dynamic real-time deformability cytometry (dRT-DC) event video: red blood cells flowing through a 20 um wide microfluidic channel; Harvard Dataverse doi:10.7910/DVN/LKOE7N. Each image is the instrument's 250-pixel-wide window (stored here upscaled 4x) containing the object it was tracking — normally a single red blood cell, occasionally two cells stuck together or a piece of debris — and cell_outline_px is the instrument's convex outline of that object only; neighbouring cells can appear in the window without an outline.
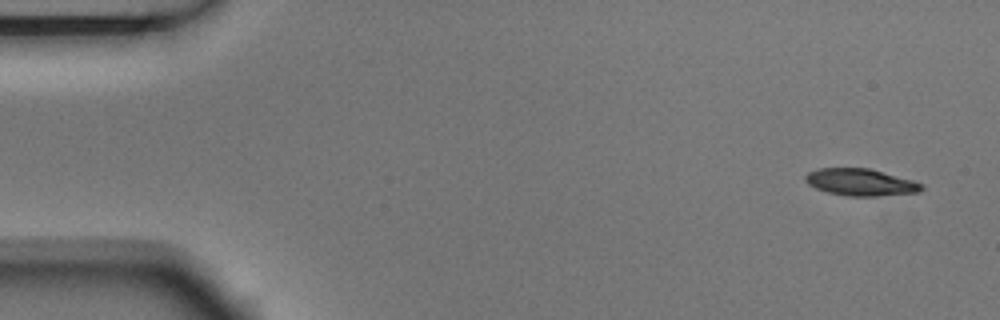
{"species": "Egyptian fruit bat (a non-hibernating species)", "species_latin": "Rousettus aegyptiacus", "temperature_condition": "room temperature", "stored_images_in_passage": 4, "camera_frame_rate_fps": 3000, "um_per_image_px": 0.085, "animal": {"sex": "male"}, "frame": {"image": 1, "passage_image": 1, "time_ms": 0.0, "image_size_px": [1000, 320], "cell_outline_px": [[924, 188], [920, 192], [876, 196], [848, 196], [828, 192], [816, 188], [808, 184], [804, 180], [804, 176], [808, 172], [820, 168], [868, 168], [912, 180], [924, 184]], "centroid_in_image_um": [73.15, 15.49], "position_along_channel_um": 11.9, "area_um2": 18.21}}
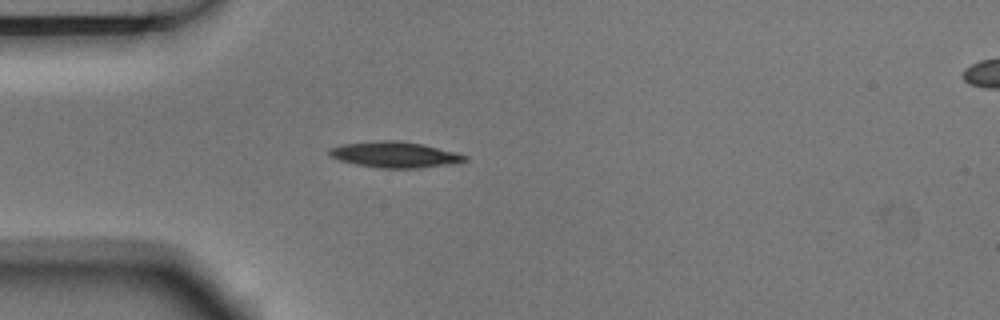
{"frame": {"image": 2, "passage_image": 4, "time_ms": 1.0, "image_size_px": [1000, 320], "cell_outline_px": [[468, 160], [452, 164], [420, 168], [380, 168], [356, 164], [340, 160], [328, 156], [328, 148], [340, 144], [380, 140], [396, 140], [424, 144], [456, 152], [468, 156]], "centroid_in_image_um": [33.55, 13.14], "position_along_channel_um": 51.5, "area_um2": 20.69}}